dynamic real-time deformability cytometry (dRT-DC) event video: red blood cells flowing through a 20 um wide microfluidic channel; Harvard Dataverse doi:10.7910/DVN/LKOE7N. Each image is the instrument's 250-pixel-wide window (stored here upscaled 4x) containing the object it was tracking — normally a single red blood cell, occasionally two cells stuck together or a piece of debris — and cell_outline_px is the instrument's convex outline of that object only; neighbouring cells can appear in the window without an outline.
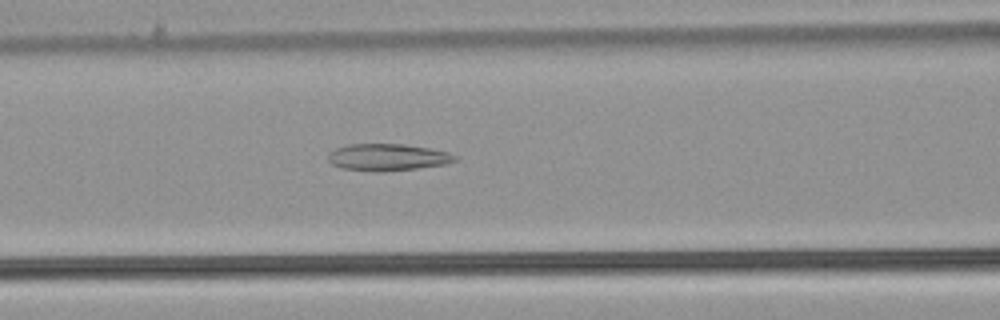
{"species": "common noctule bat (a hibernating species)", "species_latin": "Nyctalus noctula", "temperature_condition": "warm", "stored_images_in_passage": 37, "camera_frame_rate_fps": 3000, "um_per_image_px": 0.085, "animal": {"sex": "male", "body_mass_g": 21.5, "forearm_length_mm": 52.0}, "frame": {"image": 1, "passage_image": 8, "time_ms": 2.333, "image_size_px": [1000, 320], "cell_outline_px": [[460, 160], [444, 164], [416, 168], [380, 172], [376, 172], [340, 168], [332, 164], [328, 160], [328, 152], [336, 148], [348, 144], [404, 144], [428, 148], [448, 152], [456, 156]], "centroid_in_image_um": [32.92, 13.36], "position_along_channel_um": 133.7, "area_um2": 19.94}}
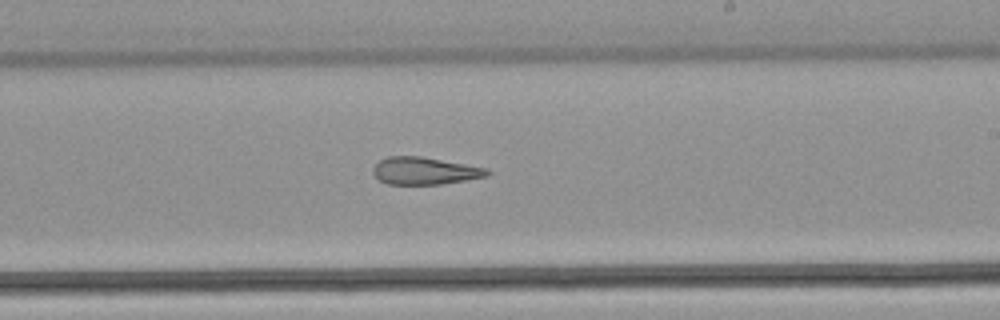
{"frame": {"image": 2, "passage_image": 17, "time_ms": 5.333, "image_size_px": [1000, 320], "cell_outline_px": [[492, 172], [488, 176], [440, 184], [388, 184], [380, 180], [372, 172], [372, 168], [380, 160], [388, 156], [420, 156], [488, 168]], "centroid_in_image_um": [36.11, 14.52], "position_along_channel_um": 252.9, "area_um2": 18.09}}
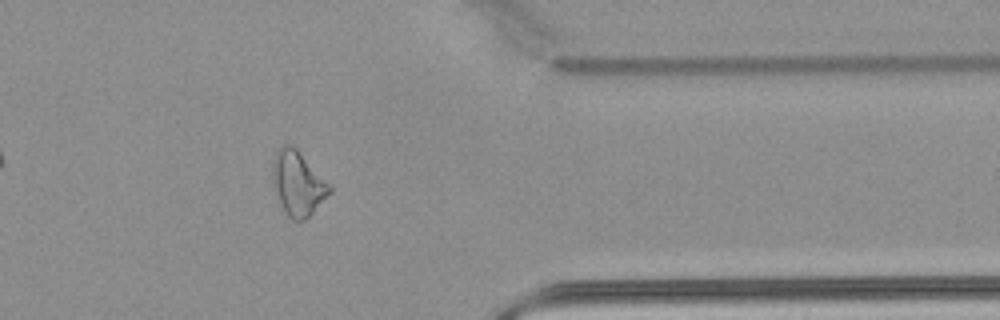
{"frame": {"image": 3, "passage_image": 28, "time_ms": 9.0, "image_size_px": [1000, 320], "cell_outline_px": [[332, 192], [304, 220], [296, 224], [288, 216], [272, 184], [272, 160], [276, 152], [284, 144], [292, 144], [332, 184]], "centroid_in_image_um": [25.34, 15.57], "position_along_channel_um": 386.1, "area_um2": 21.56}, "authors_computed_cell_mechanics": {"area_um2": 20.4612, "velocity_mm_per_s": 3.9938, "shape_relaxation_time_tau1_ms": null, "shape_relaxation_time_tau2_ms": 4.0627, "deformation_change_tau1": null, "deformation_change_tau2": 0.1579}}